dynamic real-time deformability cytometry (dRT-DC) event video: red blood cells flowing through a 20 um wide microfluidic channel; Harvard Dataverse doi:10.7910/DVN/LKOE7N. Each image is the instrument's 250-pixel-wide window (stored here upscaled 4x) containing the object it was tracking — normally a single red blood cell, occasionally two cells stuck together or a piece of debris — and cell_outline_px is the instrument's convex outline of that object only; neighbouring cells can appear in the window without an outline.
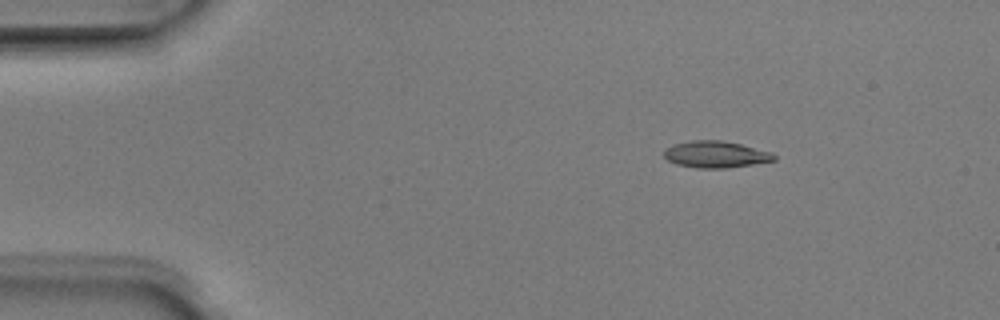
{"species": "Egyptian fruit bat (a non-hibernating species)", "species_latin": "Rousettus aegyptiacus", "temperature_condition": "room temperature", "stored_images_in_passage": 4, "camera_frame_rate_fps": 3000, "um_per_image_px": 0.085, "animal": {"sex": "male"}, "frame": {"image": 1, "passage_image": 2, "time_ms": 0.333, "image_size_px": [1000, 320], "cell_outline_px": [[776, 160], [728, 168], [696, 168], [676, 164], [668, 160], [664, 156], [664, 148], [672, 144], [692, 140], [724, 140], [772, 152], [776, 156]], "centroid_in_image_um": [60.81, 13.12], "position_along_channel_um": 24.2, "area_um2": 17.22}}